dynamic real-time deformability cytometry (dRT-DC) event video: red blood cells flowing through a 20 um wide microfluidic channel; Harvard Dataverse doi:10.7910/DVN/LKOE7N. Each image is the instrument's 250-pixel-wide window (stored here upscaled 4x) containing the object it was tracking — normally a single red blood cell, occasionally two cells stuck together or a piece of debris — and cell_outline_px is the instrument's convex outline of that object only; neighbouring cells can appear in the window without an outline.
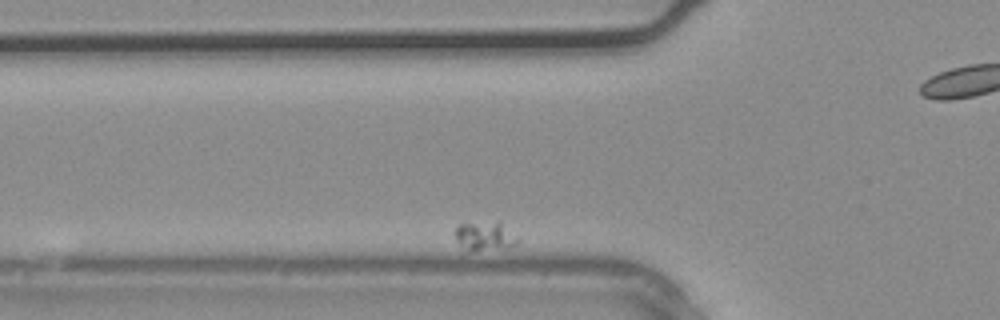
{"species": "common noctule bat (a hibernating species)", "species_latin": "Nyctalus noctula", "temperature_condition": "warm", "stored_images_in_passage": 30, "segment_of_instrument_passage": [2, 2], "camera_frame_rate_fps": 3000, "um_per_image_px": 0.085, "animal": {"sex": "male", "body_mass_g": 20.4}, "frame": {"image": 1, "passage_image": 5, "time_ms": 1.333, "image_size_px": [1000, 320], "cell_outline_px": [[520, 240], [508, 248], [468, 248], [460, 244], [456, 240], [452, 232], [460, 224], [500, 220]], "centroid_in_image_um": [41.23, 19.99], "position_along_channel_um": 84.6, "area_um2": 10.29}}